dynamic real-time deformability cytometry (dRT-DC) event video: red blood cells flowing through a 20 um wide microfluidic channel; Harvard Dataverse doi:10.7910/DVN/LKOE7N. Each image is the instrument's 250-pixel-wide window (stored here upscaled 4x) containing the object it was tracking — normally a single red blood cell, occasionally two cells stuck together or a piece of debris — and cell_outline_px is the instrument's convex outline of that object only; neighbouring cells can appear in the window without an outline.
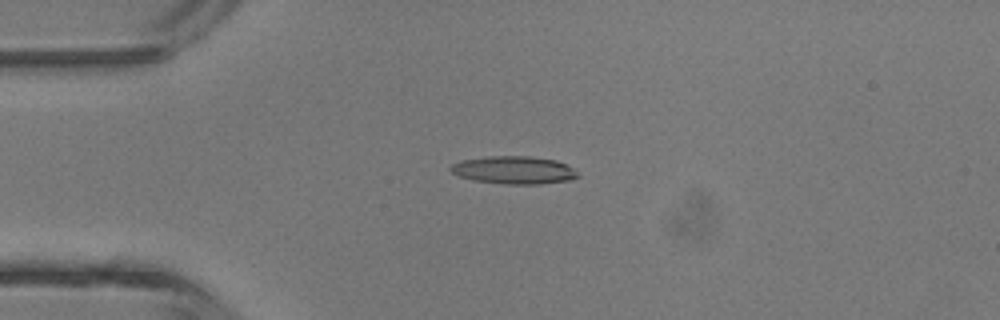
{"species": "common noctule bat (a hibernating species)", "species_latin": "Nyctalus noctula", "temperature_condition": "room temperature", "stored_images_in_passage": 4, "camera_frame_rate_fps": 3000, "um_per_image_px": 0.085, "animal": {"sex": "male", "body_mass_g": 13.3}, "frame": {"image": 1, "passage_image": 3, "time_ms": 2.333, "image_size_px": [1000, 320], "cell_outline_px": [[580, 176], [572, 180], [540, 184], [504, 184], [476, 180], [460, 176], [452, 172], [448, 168], [452, 164], [460, 160], [492, 156], [528, 156], [556, 160], [572, 168]], "centroid_in_image_um": [43.69, 14.46], "position_along_channel_um": 41.3, "area_um2": 20.46}}